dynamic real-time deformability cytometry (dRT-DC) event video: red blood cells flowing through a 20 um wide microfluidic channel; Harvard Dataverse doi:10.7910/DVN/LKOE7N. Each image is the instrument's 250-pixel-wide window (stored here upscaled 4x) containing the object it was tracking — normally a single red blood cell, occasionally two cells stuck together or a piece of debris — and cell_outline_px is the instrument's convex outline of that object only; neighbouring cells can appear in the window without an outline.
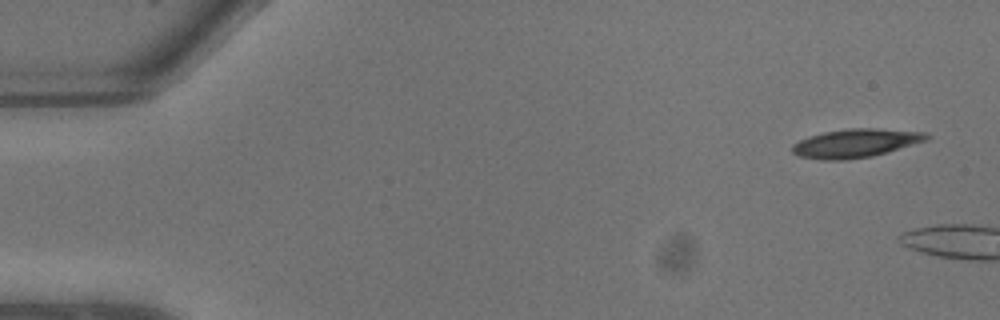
{"species": "common noctule bat (a hibernating species)", "species_latin": "Nyctalus noctula", "temperature_condition": "warm", "stored_images_in_passage": 3, "camera_frame_rate_fps": 3000, "um_per_image_px": 0.085, "animal": {"sex": "male", "body_mass_g": 13.3}, "frame": {"image": 1, "passage_image": 1, "time_ms": 0.0, "image_size_px": [1000, 320], "cell_outline_px": [[932, 136], [928, 140], [872, 156], [844, 160], [820, 160], [800, 156], [792, 152], [792, 144], [808, 136], [824, 132], [848, 128], [872, 128], [928, 132]], "centroid_in_image_um": [72.74, 12.16], "position_along_channel_um": 12.3, "area_um2": 22.43}}